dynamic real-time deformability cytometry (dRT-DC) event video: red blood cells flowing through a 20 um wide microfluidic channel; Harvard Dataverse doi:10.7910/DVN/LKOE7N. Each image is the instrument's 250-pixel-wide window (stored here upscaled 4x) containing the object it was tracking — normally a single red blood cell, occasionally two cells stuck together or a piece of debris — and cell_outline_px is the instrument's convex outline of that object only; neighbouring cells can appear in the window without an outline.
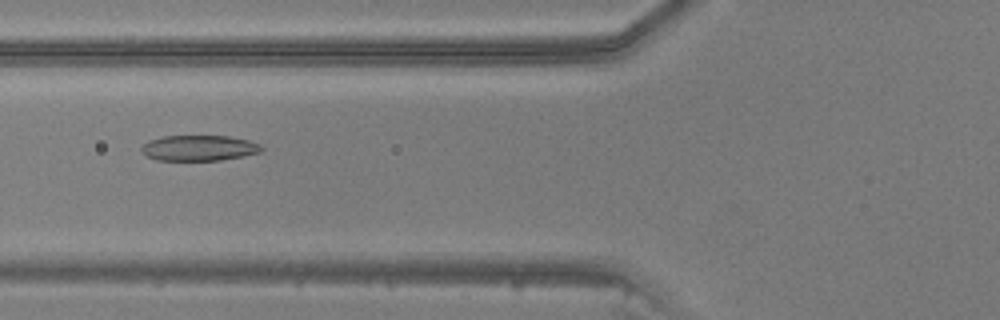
{"species": "common noctule bat (a hibernating species)", "species_latin": "Nyctalus noctula", "temperature_condition": "warm", "stored_images_in_passage": 33, "camera_frame_rate_fps": 3000, "um_per_image_px": 0.085, "animal": {"sex": "male", "body_mass_g": 20.5, "forearm_length_mm": 52.5}, "frame": {"image": 1, "passage_image": 5, "time_ms": 1.333, "image_size_px": [1000, 320], "cell_outline_px": [[264, 148], [260, 152], [220, 160], [156, 160], [140, 152], [140, 148], [148, 140], [164, 136], [228, 136], [248, 140], [260, 144]], "centroid_in_image_um": [16.88, 12.57], "position_along_channel_um": 108.9, "area_um2": 17.8}}
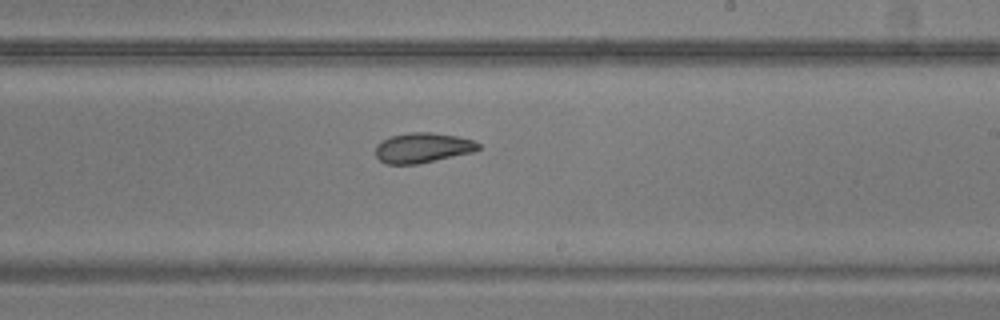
{"frame": {"image": 2, "passage_image": 15, "time_ms": 4.667, "image_size_px": [1000, 320], "cell_outline_px": [[480, 148], [472, 152], [416, 164], [384, 164], [376, 156], [376, 144], [392, 136], [408, 132], [432, 132], [456, 136], [472, 140], [480, 144]], "centroid_in_image_um": [35.9, 12.56], "position_along_channel_um": 253.1, "area_um2": 17.8}}
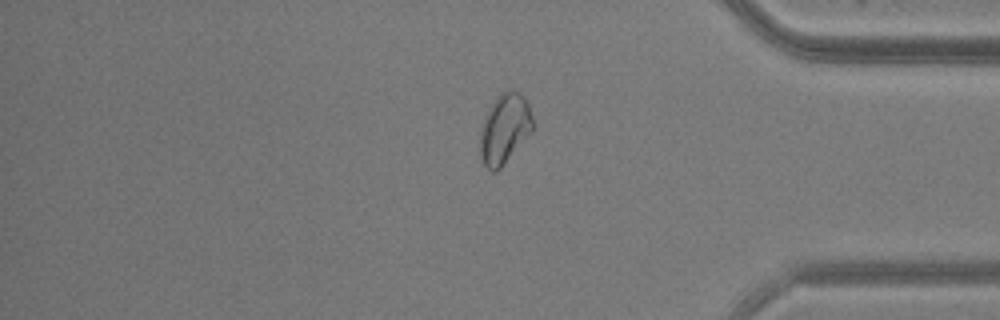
{"frame": {"image": 3, "passage_image": 26, "time_ms": 8.333, "image_size_px": [1000, 320], "cell_outline_px": [[532, 132], [504, 164], [496, 172], [492, 172], [484, 164], [480, 156], [480, 128], [484, 116], [496, 96], [500, 92], [508, 88], [512, 88], [520, 92], [528, 100], [532, 116]], "centroid_in_image_um": [42.89, 10.89], "position_along_channel_um": 392.3, "area_um2": 21.91}}